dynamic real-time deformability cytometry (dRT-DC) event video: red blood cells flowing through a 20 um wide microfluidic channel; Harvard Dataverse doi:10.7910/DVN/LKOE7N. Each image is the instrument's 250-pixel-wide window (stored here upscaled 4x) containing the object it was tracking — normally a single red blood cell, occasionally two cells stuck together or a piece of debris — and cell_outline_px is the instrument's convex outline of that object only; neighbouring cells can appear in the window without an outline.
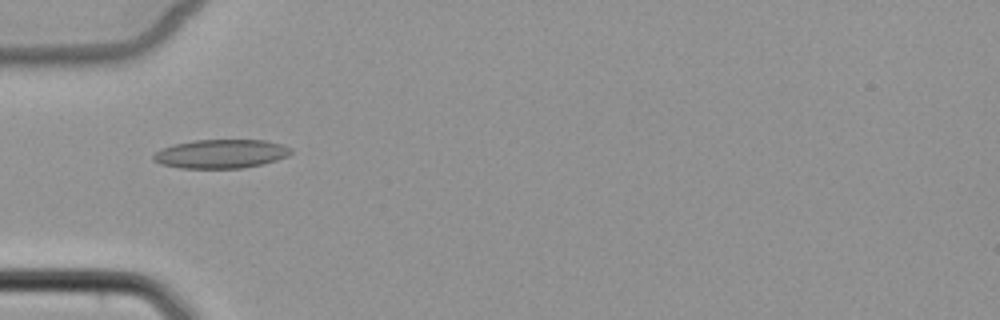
{"species": "common noctule bat (a hibernating species)", "species_latin": "Nyctalus noctula", "temperature_condition": "cold", "stored_images_in_passage": 7, "camera_frame_rate_fps": 3000, "um_per_image_px": 0.085, "animal": {"sex": "female", "body_mass_g": 22.7, "forearm_length_mm": 54.2}, "frame": {"image": 1, "passage_image": 5, "time_ms": 5.0, "image_size_px": [1000, 320], "cell_outline_px": [[292, 152], [288, 156], [276, 160], [260, 164], [240, 168], [180, 168], [160, 164], [152, 160], [152, 156], [160, 148], [192, 140], [264, 140], [280, 144], [292, 148]], "centroid_in_image_um": [18.74, 13.07], "position_along_channel_um": 66.3, "area_um2": 23.06}}
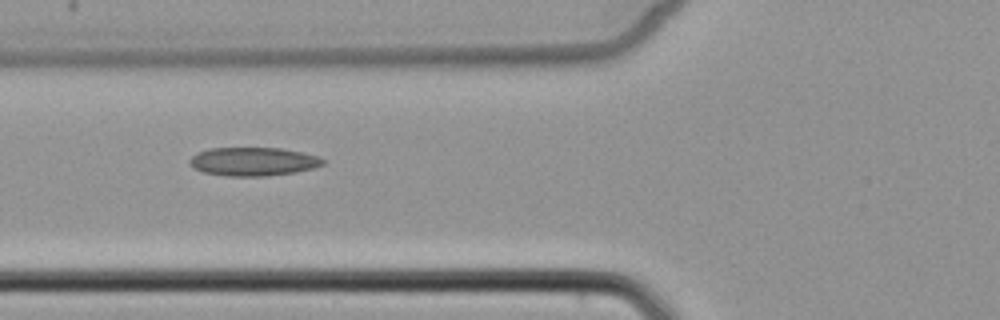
{"frame": {"image": 2, "passage_image": 6, "time_ms": 6.0, "image_size_px": [1000, 320], "cell_outline_px": [[324, 164], [312, 168], [296, 172], [264, 176], [228, 176], [204, 172], [192, 168], [188, 164], [188, 160], [192, 156], [208, 148], [280, 148], [320, 156], [324, 160]], "centroid_in_image_um": [21.5, 13.73], "position_along_channel_um": 104.3, "area_um2": 22.14}}
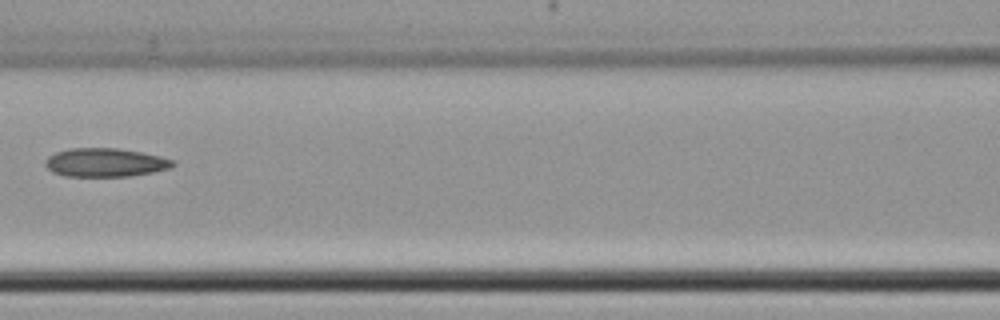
{"frame": {"image": 3, "passage_image": 7, "time_ms": 7.333, "image_size_px": [1000, 320], "cell_outline_px": [[176, 164], [168, 168], [152, 172], [128, 176], [64, 176], [52, 172], [44, 164], [44, 160], [48, 156], [56, 152], [72, 148], [116, 148], [140, 152], [160, 156], [176, 160]], "centroid_in_image_um": [8.93, 13.81], "position_along_channel_um": 157.7, "area_um2": 21.21}}